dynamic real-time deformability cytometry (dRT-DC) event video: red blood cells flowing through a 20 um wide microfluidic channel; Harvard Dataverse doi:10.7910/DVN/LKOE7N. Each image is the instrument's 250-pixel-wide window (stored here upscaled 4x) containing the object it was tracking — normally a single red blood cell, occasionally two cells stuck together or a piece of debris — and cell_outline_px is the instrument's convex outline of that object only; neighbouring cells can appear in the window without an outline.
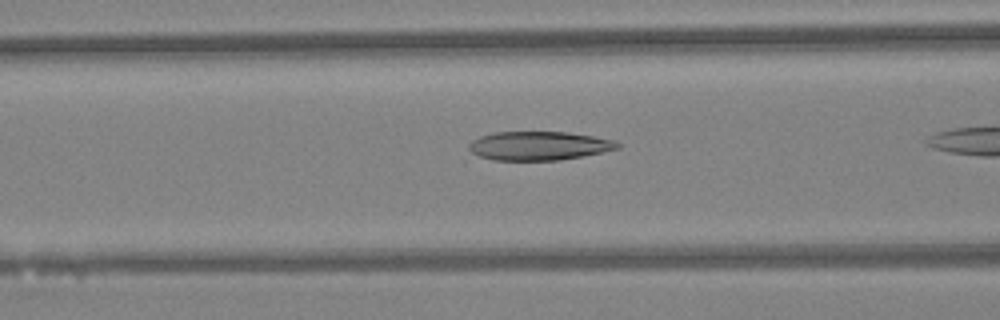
{"species": "Egyptian fruit bat (a non-hibernating species)", "species_latin": "Rousettus aegyptiacus", "temperature_condition": "warm", "stored_images_in_passage": 28, "camera_frame_rate_fps": 3000, "um_per_image_px": 0.085, "animal": {"sex": "female"}, "frame": {"image": 1, "passage_image": 16, "time_ms": 5.0, "image_size_px": [1000, 320], "cell_outline_px": [[620, 148], [584, 156], [560, 160], [464, 160], [468, 144], [472, 140], [480, 136], [496, 132], [568, 132], [616, 140], [620, 144]], "centroid_in_image_um": [45.6, 12.43], "position_along_channel_um": 121.0, "area_um2": 26.01}}